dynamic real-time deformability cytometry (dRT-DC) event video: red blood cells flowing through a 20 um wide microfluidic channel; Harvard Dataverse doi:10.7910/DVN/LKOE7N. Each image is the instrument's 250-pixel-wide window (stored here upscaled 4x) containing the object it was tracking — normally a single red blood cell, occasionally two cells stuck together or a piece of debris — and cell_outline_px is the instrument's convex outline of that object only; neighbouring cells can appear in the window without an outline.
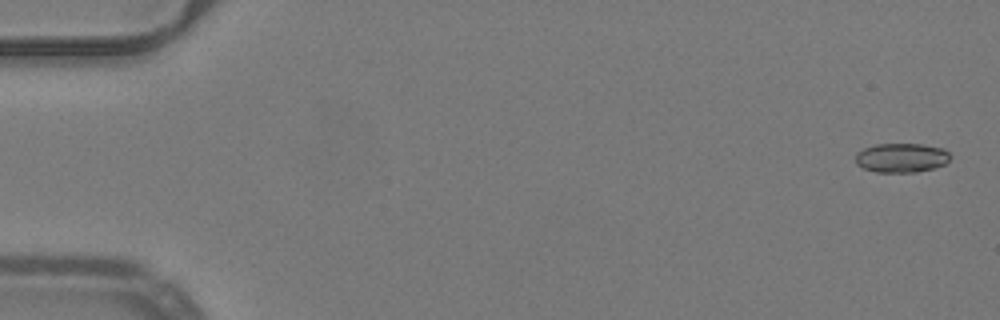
{"species": "common noctule bat (a hibernating species)", "species_latin": "Nyctalus noctula", "temperature_condition": "warm", "stored_images_in_passage": 11, "camera_frame_rate_fps": 3000, "um_per_image_px": 0.085, "animal": {"sex": "male", "body_mass_g": 19.2, "forearm_length_mm": 51.8}, "frame": {"image": 1, "passage_image": 2, "time_ms": 0.333, "image_size_px": [1000, 320], "cell_outline_px": [[952, 156], [944, 164], [932, 168], [916, 172], [876, 172], [864, 168], [856, 164], [856, 152], [864, 148], [876, 144], [920, 144], [944, 148]], "centroid_in_image_um": [76.62, 13.4], "position_along_channel_um": 8.4, "area_um2": 16.13}}